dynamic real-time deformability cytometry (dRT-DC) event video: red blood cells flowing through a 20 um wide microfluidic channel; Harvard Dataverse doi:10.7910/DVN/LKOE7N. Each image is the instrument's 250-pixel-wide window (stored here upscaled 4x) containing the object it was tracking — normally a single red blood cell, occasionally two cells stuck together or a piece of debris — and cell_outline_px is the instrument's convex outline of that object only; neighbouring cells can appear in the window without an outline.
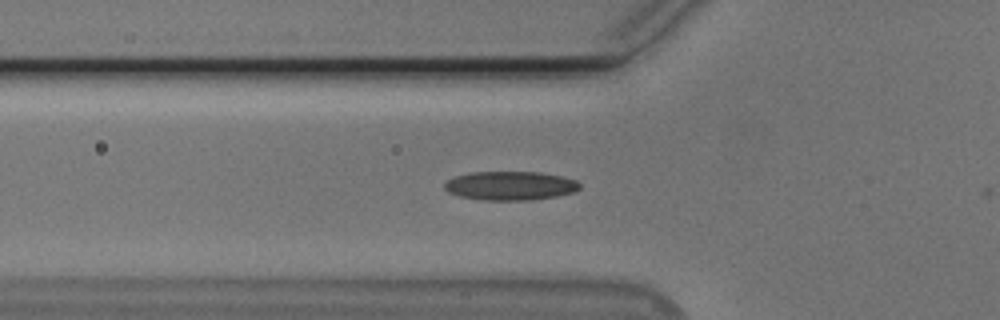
{"species": "Egyptian fruit bat (a non-hibernating species)", "species_latin": "Rousettus aegyptiacus", "temperature_condition": "cold", "stored_images_in_passage": 3, "camera_frame_rate_fps": 3000, "um_per_image_px": 0.085, "animal": {"sex": "male"}, "frame": {"image": 1, "passage_image": 2, "time_ms": 0.333, "image_size_px": [1000, 320], "cell_outline_px": [[580, 188], [572, 192], [556, 196], [532, 200], [480, 200], [460, 196], [448, 192], [444, 188], [444, 184], [448, 180], [456, 176], [472, 172], [540, 172], [560, 176], [576, 180], [580, 184]], "centroid_in_image_um": [43.36, 15.79], "position_along_channel_um": 82.4, "area_um2": 22.66}}